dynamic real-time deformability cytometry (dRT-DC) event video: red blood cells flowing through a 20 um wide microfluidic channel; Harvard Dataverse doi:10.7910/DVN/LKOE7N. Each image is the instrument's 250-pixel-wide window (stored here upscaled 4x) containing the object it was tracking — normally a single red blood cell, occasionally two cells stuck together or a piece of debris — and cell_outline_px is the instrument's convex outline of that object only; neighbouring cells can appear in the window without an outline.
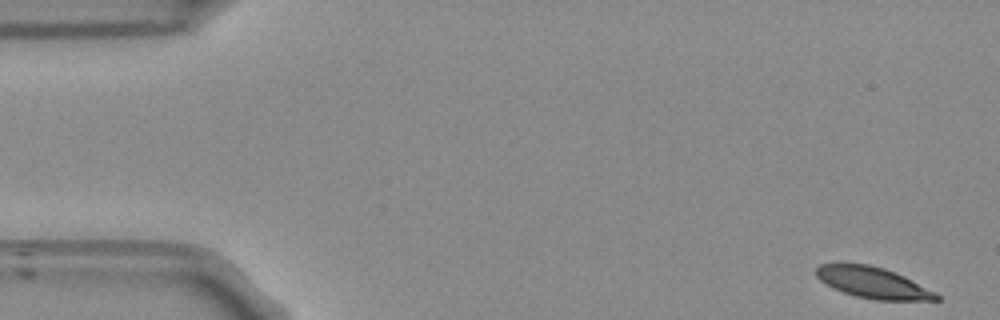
{"species": "Egyptian fruit bat (a non-hibernating species)", "species_latin": "Rousettus aegyptiacus", "temperature_condition": "room temperature", "stored_images_in_passage": 15, "camera_frame_rate_fps": 3000, "um_per_image_px": 0.085, "frame": {"image": 1, "passage_image": 1, "time_ms": 0.0, "image_size_px": [1000, 320], "cell_outline_px": [[940, 300], [872, 300], [856, 296], [832, 288], [820, 280], [816, 276], [816, 268], [820, 264], [868, 264], [884, 268], [904, 276], [936, 292], [940, 296]], "centroid_in_image_um": [74.2, 24.04], "position_along_channel_um": 10.8, "area_um2": 21.68}}